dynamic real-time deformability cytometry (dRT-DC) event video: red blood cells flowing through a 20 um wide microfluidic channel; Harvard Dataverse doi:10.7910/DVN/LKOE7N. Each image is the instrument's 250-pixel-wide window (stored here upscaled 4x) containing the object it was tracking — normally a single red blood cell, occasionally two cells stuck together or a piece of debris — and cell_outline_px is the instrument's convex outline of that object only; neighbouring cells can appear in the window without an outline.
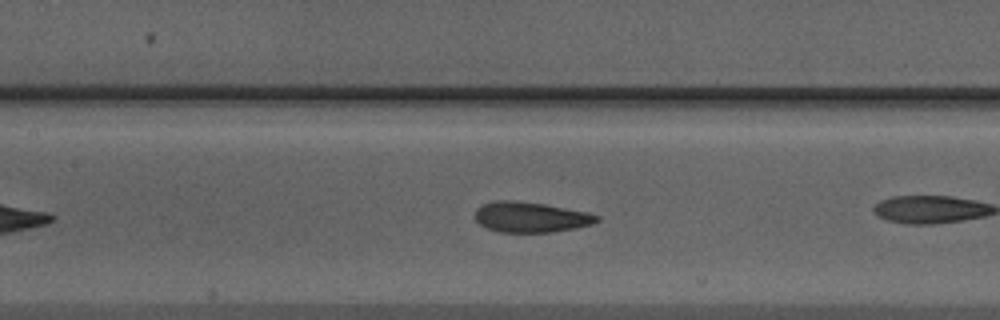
{"species": "Egyptian fruit bat (a non-hibernating species)", "species_latin": "Rousettus aegyptiacus", "temperature_condition": "warm", "stored_images_in_passage": 23, "camera_frame_rate_fps": 3000, "um_per_image_px": 0.085, "animal": {"sex": "male"}, "frame": {"image": 1, "passage_image": 10, "time_ms": 3.0, "image_size_px": [1000, 320], "cell_outline_px": [[600, 220], [592, 224], [576, 228], [552, 232], [500, 232], [484, 228], [472, 216], [476, 208], [484, 204], [496, 200], [512, 200], [544, 204], [588, 212], [600, 216]], "centroid_in_image_um": [45.08, 18.46], "position_along_channel_um": 162.3, "area_um2": 21.79}}